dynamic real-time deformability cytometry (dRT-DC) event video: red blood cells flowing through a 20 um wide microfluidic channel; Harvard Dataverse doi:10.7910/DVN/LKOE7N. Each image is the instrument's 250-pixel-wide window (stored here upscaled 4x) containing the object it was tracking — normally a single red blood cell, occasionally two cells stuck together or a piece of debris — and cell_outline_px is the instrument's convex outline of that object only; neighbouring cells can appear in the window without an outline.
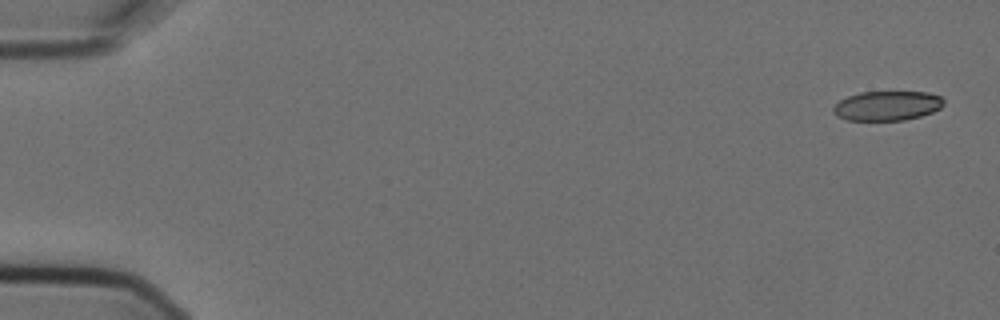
{"species": "Egyptian fruit bat (a non-hibernating species)", "species_latin": "Rousettus aegyptiacus", "temperature_condition": "cold", "stored_images_in_passage": 10, "camera_frame_rate_fps": 3000, "um_per_image_px": 0.085, "animal": {"sex": "female"}, "frame": {"image": 1, "passage_image": 1, "time_ms": 0.0, "image_size_px": [1000, 320], "cell_outline_px": [[944, 104], [940, 108], [932, 112], [920, 116], [904, 120], [848, 120], [836, 116], [832, 112], [832, 108], [840, 100], [848, 96], [860, 92], [928, 92], [940, 96], [944, 100]], "centroid_in_image_um": [75.4, 8.99], "position_along_channel_um": 9.6, "area_um2": 19.02}}
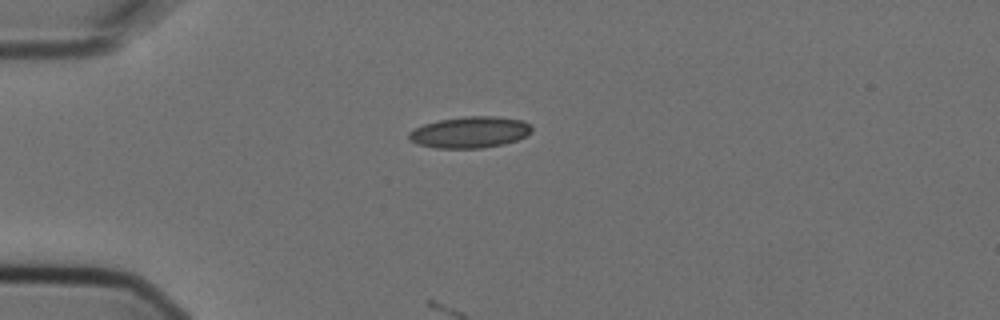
{"frame": {"image": 2, "passage_image": 4, "time_ms": 1.0, "image_size_px": [1000, 320], "cell_outline_px": [[532, 132], [528, 136], [504, 144], [480, 148], [436, 148], [416, 144], [408, 140], [408, 132], [424, 124], [440, 120], [464, 116], [496, 116], [524, 120], [532, 128]], "centroid_in_image_um": [39.95, 11.24], "position_along_channel_um": 45.1, "area_um2": 22.6}}
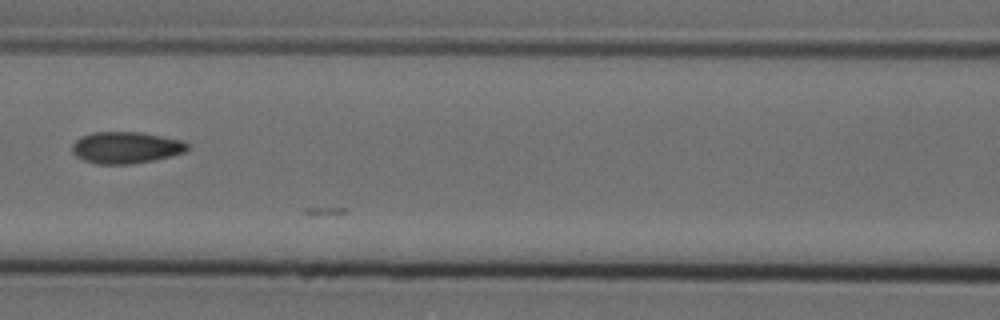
{"frame": {"image": 3, "passage_image": 7, "time_ms": 2.0, "image_size_px": [1000, 320], "cell_outline_px": [[188, 148], [184, 152], [156, 160], [128, 164], [96, 164], [84, 160], [76, 156], [72, 152], [72, 144], [80, 136], [92, 132], [140, 132], [184, 140], [188, 144]], "centroid_in_image_um": [10.69, 12.54], "position_along_channel_um": 155.9, "area_um2": 21.39}}